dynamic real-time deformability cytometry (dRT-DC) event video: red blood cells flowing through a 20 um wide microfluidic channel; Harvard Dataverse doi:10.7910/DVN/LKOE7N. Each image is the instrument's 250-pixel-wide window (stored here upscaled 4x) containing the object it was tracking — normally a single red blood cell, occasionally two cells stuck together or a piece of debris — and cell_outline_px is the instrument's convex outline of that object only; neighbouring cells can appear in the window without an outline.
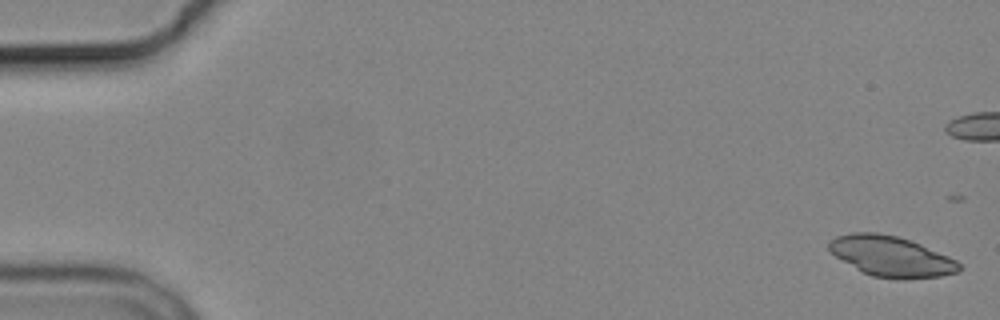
{"species": "common noctule bat (a hibernating species)", "species_latin": "Nyctalus noctula", "temperature_condition": "cold", "stored_images_in_passage": 7, "camera_frame_rate_fps": 3000, "um_per_image_px": 0.085, "animal": {"sex": "male", "body_mass_g": 19.2, "forearm_length_mm": 51.8}, "frame": {"image": 1, "passage_image": 1, "time_ms": 0.0, "image_size_px": [1000, 320], "cell_outline_px": [[960, 272], [940, 276], [904, 280], [900, 280], [872, 276], [856, 268], [836, 256], [828, 248], [828, 240], [836, 236], [852, 232], [876, 232], [896, 236], [920, 244], [948, 256], [956, 260], [960, 264]], "centroid_in_image_um": [75.75, 21.79], "position_along_channel_um": 9.2, "area_um2": 30.58}}
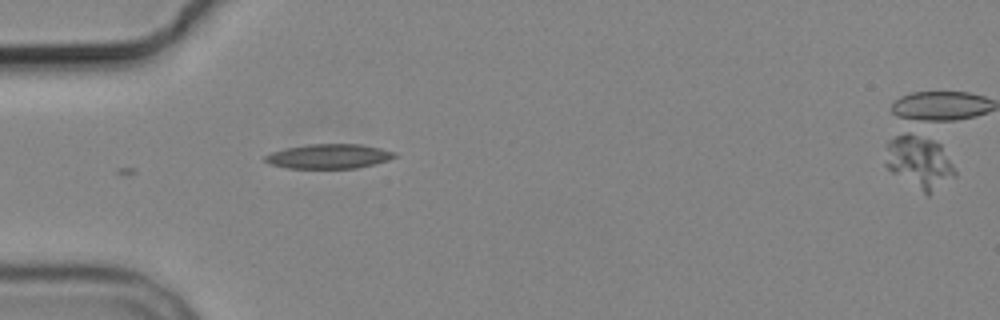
{"frame": {"image": 2, "passage_image": 6, "time_ms": 6.667, "image_size_px": [1000, 320], "cell_outline_px": [[400, 156], [388, 160], [356, 168], [288, 168], [268, 164], [264, 160], [264, 156], [272, 152], [284, 148], [308, 144], [360, 144], [380, 148], [396, 152]], "centroid_in_image_um": [27.95, 13.28], "position_along_channel_um": 57.0, "area_um2": 18.61}}